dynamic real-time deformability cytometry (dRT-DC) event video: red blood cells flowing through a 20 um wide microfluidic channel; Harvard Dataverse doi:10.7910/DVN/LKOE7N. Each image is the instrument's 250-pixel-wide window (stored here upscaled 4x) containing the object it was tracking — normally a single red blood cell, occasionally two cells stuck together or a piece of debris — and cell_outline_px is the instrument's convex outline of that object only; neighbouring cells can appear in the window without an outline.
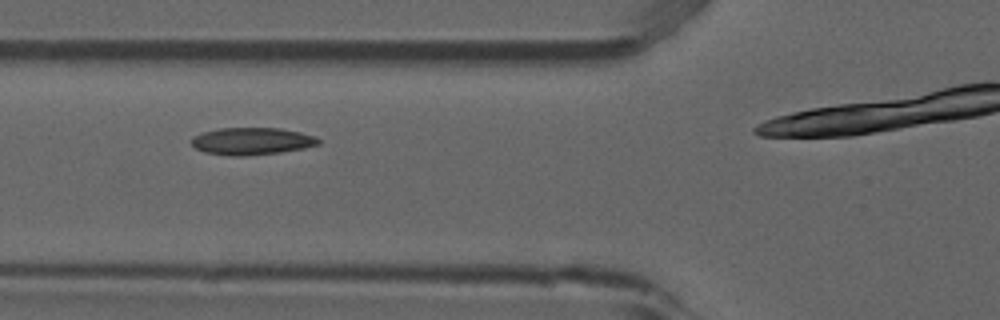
{"species": "common noctule bat (a hibernating species)", "species_latin": "Nyctalus noctula", "temperature_condition": "room temperature", "stored_images_in_passage": 8, "camera_frame_rate_fps": 3000, "um_per_image_px": 0.085, "animal": {"sex": "male", "forearm_length_mm": 52.5}, "frame": {"image": 1, "passage_image": 4, "time_ms": 1.0, "image_size_px": [1000, 320], "cell_outline_px": [[320, 144], [304, 148], [280, 152], [244, 156], [228, 156], [204, 152], [196, 148], [188, 140], [192, 136], [200, 132], [220, 128], [280, 128], [300, 132], [316, 136], [320, 140]], "centroid_in_image_um": [21.36, 12.0], "position_along_channel_um": 104.4, "area_um2": 20.4}}
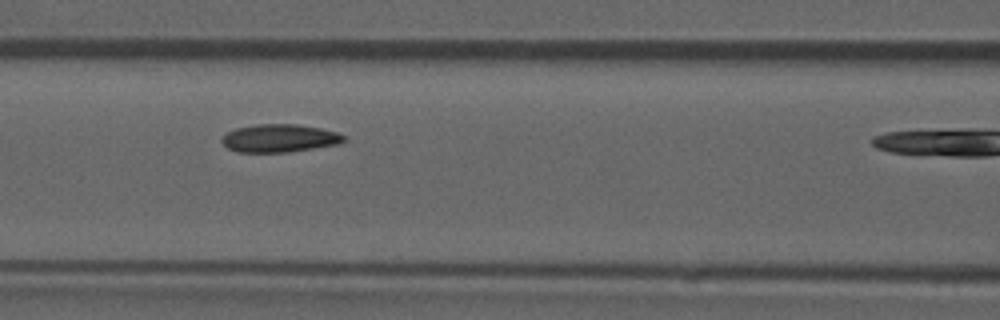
{"frame": {"image": 2, "passage_image": 5, "time_ms": 1.333, "image_size_px": [1000, 320], "cell_outline_px": [[348, 140], [340, 144], [288, 152], [236, 152], [228, 148], [220, 140], [228, 132], [236, 128], [256, 124], [296, 124], [320, 128], [336, 132], [344, 136]], "centroid_in_image_um": [23.78, 11.75], "position_along_channel_um": 142.8, "area_um2": 19.88}}